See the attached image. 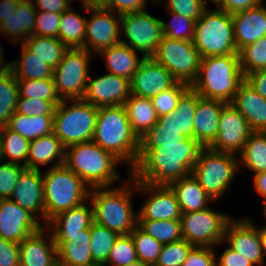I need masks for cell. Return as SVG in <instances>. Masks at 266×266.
<instances>
[{"mask_svg": "<svg viewBox=\"0 0 266 266\" xmlns=\"http://www.w3.org/2000/svg\"><path fill=\"white\" fill-rule=\"evenodd\" d=\"M202 148L193 138H186L183 145L140 147L130 176L138 182L169 186L191 173Z\"/></svg>", "mask_w": 266, "mask_h": 266, "instance_id": "1", "label": "cell"}, {"mask_svg": "<svg viewBox=\"0 0 266 266\" xmlns=\"http://www.w3.org/2000/svg\"><path fill=\"white\" fill-rule=\"evenodd\" d=\"M92 141L126 162L130 174L138 161L140 140L130 127L124 105L98 107Z\"/></svg>", "mask_w": 266, "mask_h": 266, "instance_id": "2", "label": "cell"}, {"mask_svg": "<svg viewBox=\"0 0 266 266\" xmlns=\"http://www.w3.org/2000/svg\"><path fill=\"white\" fill-rule=\"evenodd\" d=\"M118 188L102 187L89 190L93 208V222L106 227L119 235H129L137 226V215L132 204L136 181L130 176ZM134 187V188H133Z\"/></svg>", "mask_w": 266, "mask_h": 266, "instance_id": "3", "label": "cell"}, {"mask_svg": "<svg viewBox=\"0 0 266 266\" xmlns=\"http://www.w3.org/2000/svg\"><path fill=\"white\" fill-rule=\"evenodd\" d=\"M245 80L239 54L203 57L199 73L190 85L200 97L231 103Z\"/></svg>", "mask_w": 266, "mask_h": 266, "instance_id": "4", "label": "cell"}, {"mask_svg": "<svg viewBox=\"0 0 266 266\" xmlns=\"http://www.w3.org/2000/svg\"><path fill=\"white\" fill-rule=\"evenodd\" d=\"M119 162L118 158L93 141L66 147L64 165L90 189L112 187L120 178L116 171Z\"/></svg>", "mask_w": 266, "mask_h": 266, "instance_id": "5", "label": "cell"}, {"mask_svg": "<svg viewBox=\"0 0 266 266\" xmlns=\"http://www.w3.org/2000/svg\"><path fill=\"white\" fill-rule=\"evenodd\" d=\"M45 226L57 214L77 207L89 198L90 188L64 164L43 175Z\"/></svg>", "mask_w": 266, "mask_h": 266, "instance_id": "6", "label": "cell"}, {"mask_svg": "<svg viewBox=\"0 0 266 266\" xmlns=\"http://www.w3.org/2000/svg\"><path fill=\"white\" fill-rule=\"evenodd\" d=\"M192 43L201 58L238 54L232 14L218 8H207L195 22Z\"/></svg>", "mask_w": 266, "mask_h": 266, "instance_id": "7", "label": "cell"}, {"mask_svg": "<svg viewBox=\"0 0 266 266\" xmlns=\"http://www.w3.org/2000/svg\"><path fill=\"white\" fill-rule=\"evenodd\" d=\"M97 114L98 107L83 99L62 100L54 113L53 133L65 147L92 141Z\"/></svg>", "mask_w": 266, "mask_h": 266, "instance_id": "8", "label": "cell"}, {"mask_svg": "<svg viewBox=\"0 0 266 266\" xmlns=\"http://www.w3.org/2000/svg\"><path fill=\"white\" fill-rule=\"evenodd\" d=\"M238 155L209 148L199 151L192 175L209 197L216 201L225 195L239 170Z\"/></svg>", "mask_w": 266, "mask_h": 266, "instance_id": "9", "label": "cell"}, {"mask_svg": "<svg viewBox=\"0 0 266 266\" xmlns=\"http://www.w3.org/2000/svg\"><path fill=\"white\" fill-rule=\"evenodd\" d=\"M92 53L85 48H68L53 70V81L61 100L82 99L89 79Z\"/></svg>", "mask_w": 266, "mask_h": 266, "instance_id": "10", "label": "cell"}, {"mask_svg": "<svg viewBox=\"0 0 266 266\" xmlns=\"http://www.w3.org/2000/svg\"><path fill=\"white\" fill-rule=\"evenodd\" d=\"M153 59L163 65L177 81L191 85L198 76L201 56L192 41L163 36Z\"/></svg>", "mask_w": 266, "mask_h": 266, "instance_id": "11", "label": "cell"}, {"mask_svg": "<svg viewBox=\"0 0 266 266\" xmlns=\"http://www.w3.org/2000/svg\"><path fill=\"white\" fill-rule=\"evenodd\" d=\"M231 219L230 215L217 212L210 207L182 213V237L193 246L215 247L223 244L225 229Z\"/></svg>", "mask_w": 266, "mask_h": 266, "instance_id": "12", "label": "cell"}, {"mask_svg": "<svg viewBox=\"0 0 266 266\" xmlns=\"http://www.w3.org/2000/svg\"><path fill=\"white\" fill-rule=\"evenodd\" d=\"M125 39L120 43L128 45L142 53L144 59L153 58L158 45L163 37L162 23L160 18L149 14L146 9L134 13L121 15V33Z\"/></svg>", "mask_w": 266, "mask_h": 266, "instance_id": "13", "label": "cell"}, {"mask_svg": "<svg viewBox=\"0 0 266 266\" xmlns=\"http://www.w3.org/2000/svg\"><path fill=\"white\" fill-rule=\"evenodd\" d=\"M82 9L91 14L86 20L85 49L90 53H99L120 43L121 15L103 7H86Z\"/></svg>", "mask_w": 266, "mask_h": 266, "instance_id": "14", "label": "cell"}, {"mask_svg": "<svg viewBox=\"0 0 266 266\" xmlns=\"http://www.w3.org/2000/svg\"><path fill=\"white\" fill-rule=\"evenodd\" d=\"M252 132L247 119L231 103H226L221 109L217 136L208 148L238 155Z\"/></svg>", "mask_w": 266, "mask_h": 266, "instance_id": "15", "label": "cell"}, {"mask_svg": "<svg viewBox=\"0 0 266 266\" xmlns=\"http://www.w3.org/2000/svg\"><path fill=\"white\" fill-rule=\"evenodd\" d=\"M135 191L147 195L138 211L137 220H180L182 211L170 186L136 181Z\"/></svg>", "mask_w": 266, "mask_h": 266, "instance_id": "16", "label": "cell"}, {"mask_svg": "<svg viewBox=\"0 0 266 266\" xmlns=\"http://www.w3.org/2000/svg\"><path fill=\"white\" fill-rule=\"evenodd\" d=\"M131 95L130 80L112 73L93 78L89 76L82 98L95 107L124 105Z\"/></svg>", "mask_w": 266, "mask_h": 266, "instance_id": "17", "label": "cell"}, {"mask_svg": "<svg viewBox=\"0 0 266 266\" xmlns=\"http://www.w3.org/2000/svg\"><path fill=\"white\" fill-rule=\"evenodd\" d=\"M40 222L10 198L0 199V238L19 244L42 228Z\"/></svg>", "mask_w": 266, "mask_h": 266, "instance_id": "18", "label": "cell"}, {"mask_svg": "<svg viewBox=\"0 0 266 266\" xmlns=\"http://www.w3.org/2000/svg\"><path fill=\"white\" fill-rule=\"evenodd\" d=\"M223 242L255 266H264L265 258L259 232L251 219H231L226 226Z\"/></svg>", "mask_w": 266, "mask_h": 266, "instance_id": "19", "label": "cell"}, {"mask_svg": "<svg viewBox=\"0 0 266 266\" xmlns=\"http://www.w3.org/2000/svg\"><path fill=\"white\" fill-rule=\"evenodd\" d=\"M176 82L163 65L153 58L144 59L130 81L131 94L152 99Z\"/></svg>", "mask_w": 266, "mask_h": 266, "instance_id": "20", "label": "cell"}, {"mask_svg": "<svg viewBox=\"0 0 266 266\" xmlns=\"http://www.w3.org/2000/svg\"><path fill=\"white\" fill-rule=\"evenodd\" d=\"M10 199L28 210L38 220L42 218L45 222L44 183L40 170L25 168L18 178Z\"/></svg>", "mask_w": 266, "mask_h": 266, "instance_id": "21", "label": "cell"}, {"mask_svg": "<svg viewBox=\"0 0 266 266\" xmlns=\"http://www.w3.org/2000/svg\"><path fill=\"white\" fill-rule=\"evenodd\" d=\"M57 248L58 266H97L91 254L90 228L76 235H52Z\"/></svg>", "mask_w": 266, "mask_h": 266, "instance_id": "22", "label": "cell"}, {"mask_svg": "<svg viewBox=\"0 0 266 266\" xmlns=\"http://www.w3.org/2000/svg\"><path fill=\"white\" fill-rule=\"evenodd\" d=\"M258 6L232 14L237 51L266 36V6Z\"/></svg>", "mask_w": 266, "mask_h": 266, "instance_id": "23", "label": "cell"}, {"mask_svg": "<svg viewBox=\"0 0 266 266\" xmlns=\"http://www.w3.org/2000/svg\"><path fill=\"white\" fill-rule=\"evenodd\" d=\"M44 230L45 226L18 244L20 266H58L55 241L52 234L46 240Z\"/></svg>", "mask_w": 266, "mask_h": 266, "instance_id": "24", "label": "cell"}, {"mask_svg": "<svg viewBox=\"0 0 266 266\" xmlns=\"http://www.w3.org/2000/svg\"><path fill=\"white\" fill-rule=\"evenodd\" d=\"M225 104L220 100L200 97L197 93L194 139L203 148H208L216 138L221 109Z\"/></svg>", "mask_w": 266, "mask_h": 266, "instance_id": "25", "label": "cell"}, {"mask_svg": "<svg viewBox=\"0 0 266 266\" xmlns=\"http://www.w3.org/2000/svg\"><path fill=\"white\" fill-rule=\"evenodd\" d=\"M231 104L247 119L253 132H266V99L245 80L239 85Z\"/></svg>", "mask_w": 266, "mask_h": 266, "instance_id": "26", "label": "cell"}, {"mask_svg": "<svg viewBox=\"0 0 266 266\" xmlns=\"http://www.w3.org/2000/svg\"><path fill=\"white\" fill-rule=\"evenodd\" d=\"M37 10L32 0H21L14 15L0 23V33L16 45L34 35Z\"/></svg>", "mask_w": 266, "mask_h": 266, "instance_id": "27", "label": "cell"}, {"mask_svg": "<svg viewBox=\"0 0 266 266\" xmlns=\"http://www.w3.org/2000/svg\"><path fill=\"white\" fill-rule=\"evenodd\" d=\"M87 202L54 216L45 226L52 235H76L90 228L93 223V208ZM48 229V230H47Z\"/></svg>", "mask_w": 266, "mask_h": 266, "instance_id": "28", "label": "cell"}, {"mask_svg": "<svg viewBox=\"0 0 266 266\" xmlns=\"http://www.w3.org/2000/svg\"><path fill=\"white\" fill-rule=\"evenodd\" d=\"M66 147L54 134H49L30 141L27 158V169L40 170L39 165L48 166L55 159L52 167L61 166L65 162Z\"/></svg>", "mask_w": 266, "mask_h": 266, "instance_id": "29", "label": "cell"}, {"mask_svg": "<svg viewBox=\"0 0 266 266\" xmlns=\"http://www.w3.org/2000/svg\"><path fill=\"white\" fill-rule=\"evenodd\" d=\"M169 186L177 197L182 213L203 210L209 207V203L214 202L192 173L174 181Z\"/></svg>", "mask_w": 266, "mask_h": 266, "instance_id": "30", "label": "cell"}, {"mask_svg": "<svg viewBox=\"0 0 266 266\" xmlns=\"http://www.w3.org/2000/svg\"><path fill=\"white\" fill-rule=\"evenodd\" d=\"M98 54L103 56L109 73L126 78L130 81L133 74L144 60L143 57L139 58L134 49L123 43L103 49Z\"/></svg>", "mask_w": 266, "mask_h": 266, "instance_id": "31", "label": "cell"}, {"mask_svg": "<svg viewBox=\"0 0 266 266\" xmlns=\"http://www.w3.org/2000/svg\"><path fill=\"white\" fill-rule=\"evenodd\" d=\"M124 107L133 133L140 140L156 123L158 116L151 99L130 95Z\"/></svg>", "mask_w": 266, "mask_h": 266, "instance_id": "32", "label": "cell"}, {"mask_svg": "<svg viewBox=\"0 0 266 266\" xmlns=\"http://www.w3.org/2000/svg\"><path fill=\"white\" fill-rule=\"evenodd\" d=\"M187 137L180 133L171 113L158 117L157 123L140 139V147L183 145Z\"/></svg>", "mask_w": 266, "mask_h": 266, "instance_id": "33", "label": "cell"}, {"mask_svg": "<svg viewBox=\"0 0 266 266\" xmlns=\"http://www.w3.org/2000/svg\"><path fill=\"white\" fill-rule=\"evenodd\" d=\"M21 47L22 54L19 56L21 59L11 62L8 67L17 80L52 78L54 69L33 54L24 44H21Z\"/></svg>", "mask_w": 266, "mask_h": 266, "instance_id": "34", "label": "cell"}, {"mask_svg": "<svg viewBox=\"0 0 266 266\" xmlns=\"http://www.w3.org/2000/svg\"><path fill=\"white\" fill-rule=\"evenodd\" d=\"M9 129L19 133L29 141L53 133L54 116H27L14 113L7 125Z\"/></svg>", "mask_w": 266, "mask_h": 266, "instance_id": "35", "label": "cell"}, {"mask_svg": "<svg viewBox=\"0 0 266 266\" xmlns=\"http://www.w3.org/2000/svg\"><path fill=\"white\" fill-rule=\"evenodd\" d=\"M86 18L72 7L62 12L58 39L68 48H85Z\"/></svg>", "mask_w": 266, "mask_h": 266, "instance_id": "36", "label": "cell"}, {"mask_svg": "<svg viewBox=\"0 0 266 266\" xmlns=\"http://www.w3.org/2000/svg\"><path fill=\"white\" fill-rule=\"evenodd\" d=\"M238 159L239 165H244L254 175L266 171V132H252Z\"/></svg>", "mask_w": 266, "mask_h": 266, "instance_id": "37", "label": "cell"}, {"mask_svg": "<svg viewBox=\"0 0 266 266\" xmlns=\"http://www.w3.org/2000/svg\"><path fill=\"white\" fill-rule=\"evenodd\" d=\"M23 44L53 69L59 65L68 49L58 38L39 35H30Z\"/></svg>", "mask_w": 266, "mask_h": 266, "instance_id": "38", "label": "cell"}, {"mask_svg": "<svg viewBox=\"0 0 266 266\" xmlns=\"http://www.w3.org/2000/svg\"><path fill=\"white\" fill-rule=\"evenodd\" d=\"M18 96L17 78L8 68L0 71V128L7 126L15 113Z\"/></svg>", "mask_w": 266, "mask_h": 266, "instance_id": "39", "label": "cell"}, {"mask_svg": "<svg viewBox=\"0 0 266 266\" xmlns=\"http://www.w3.org/2000/svg\"><path fill=\"white\" fill-rule=\"evenodd\" d=\"M197 106V92L190 86L179 98L176 109L171 113L180 133L194 139V117Z\"/></svg>", "mask_w": 266, "mask_h": 266, "instance_id": "40", "label": "cell"}, {"mask_svg": "<svg viewBox=\"0 0 266 266\" xmlns=\"http://www.w3.org/2000/svg\"><path fill=\"white\" fill-rule=\"evenodd\" d=\"M120 235L93 222L90 226V248L92 259L97 266H104L111 249Z\"/></svg>", "mask_w": 266, "mask_h": 266, "instance_id": "41", "label": "cell"}, {"mask_svg": "<svg viewBox=\"0 0 266 266\" xmlns=\"http://www.w3.org/2000/svg\"><path fill=\"white\" fill-rule=\"evenodd\" d=\"M0 140L3 158L8 157V162L22 164L27 168L30 141L7 126L0 128Z\"/></svg>", "mask_w": 266, "mask_h": 266, "instance_id": "42", "label": "cell"}, {"mask_svg": "<svg viewBox=\"0 0 266 266\" xmlns=\"http://www.w3.org/2000/svg\"><path fill=\"white\" fill-rule=\"evenodd\" d=\"M137 226L162 244L183 239L180 220H137Z\"/></svg>", "mask_w": 266, "mask_h": 266, "instance_id": "43", "label": "cell"}, {"mask_svg": "<svg viewBox=\"0 0 266 266\" xmlns=\"http://www.w3.org/2000/svg\"><path fill=\"white\" fill-rule=\"evenodd\" d=\"M19 95L30 99H42L50 102H61L53 78L39 80H18Z\"/></svg>", "mask_w": 266, "mask_h": 266, "instance_id": "44", "label": "cell"}, {"mask_svg": "<svg viewBox=\"0 0 266 266\" xmlns=\"http://www.w3.org/2000/svg\"><path fill=\"white\" fill-rule=\"evenodd\" d=\"M130 235L135 244L138 260L149 266H154L161 253L163 244L146 234L138 226L135 227Z\"/></svg>", "mask_w": 266, "mask_h": 266, "instance_id": "45", "label": "cell"}, {"mask_svg": "<svg viewBox=\"0 0 266 266\" xmlns=\"http://www.w3.org/2000/svg\"><path fill=\"white\" fill-rule=\"evenodd\" d=\"M238 54L244 76L256 70L266 69V36L243 47Z\"/></svg>", "mask_w": 266, "mask_h": 266, "instance_id": "46", "label": "cell"}, {"mask_svg": "<svg viewBox=\"0 0 266 266\" xmlns=\"http://www.w3.org/2000/svg\"><path fill=\"white\" fill-rule=\"evenodd\" d=\"M172 20L166 23L161 20L163 36L171 39L193 41L195 21L175 12H169Z\"/></svg>", "mask_w": 266, "mask_h": 266, "instance_id": "47", "label": "cell"}, {"mask_svg": "<svg viewBox=\"0 0 266 266\" xmlns=\"http://www.w3.org/2000/svg\"><path fill=\"white\" fill-rule=\"evenodd\" d=\"M138 261L135 244L131 235H120L111 249L104 266H127Z\"/></svg>", "mask_w": 266, "mask_h": 266, "instance_id": "48", "label": "cell"}, {"mask_svg": "<svg viewBox=\"0 0 266 266\" xmlns=\"http://www.w3.org/2000/svg\"><path fill=\"white\" fill-rule=\"evenodd\" d=\"M189 87V84L177 81L172 87L152 98L151 101L157 116L172 113L177 107L179 98Z\"/></svg>", "mask_w": 266, "mask_h": 266, "instance_id": "49", "label": "cell"}, {"mask_svg": "<svg viewBox=\"0 0 266 266\" xmlns=\"http://www.w3.org/2000/svg\"><path fill=\"white\" fill-rule=\"evenodd\" d=\"M192 247L193 245L184 239L163 244L154 266H182Z\"/></svg>", "mask_w": 266, "mask_h": 266, "instance_id": "50", "label": "cell"}, {"mask_svg": "<svg viewBox=\"0 0 266 266\" xmlns=\"http://www.w3.org/2000/svg\"><path fill=\"white\" fill-rule=\"evenodd\" d=\"M60 102H50L42 99H30L18 96L16 113L27 116H54L56 106Z\"/></svg>", "mask_w": 266, "mask_h": 266, "instance_id": "51", "label": "cell"}, {"mask_svg": "<svg viewBox=\"0 0 266 266\" xmlns=\"http://www.w3.org/2000/svg\"><path fill=\"white\" fill-rule=\"evenodd\" d=\"M26 167L22 164L0 163V199L10 198L18 178Z\"/></svg>", "mask_w": 266, "mask_h": 266, "instance_id": "52", "label": "cell"}, {"mask_svg": "<svg viewBox=\"0 0 266 266\" xmlns=\"http://www.w3.org/2000/svg\"><path fill=\"white\" fill-rule=\"evenodd\" d=\"M61 13L37 11L34 35L58 38Z\"/></svg>", "mask_w": 266, "mask_h": 266, "instance_id": "53", "label": "cell"}, {"mask_svg": "<svg viewBox=\"0 0 266 266\" xmlns=\"http://www.w3.org/2000/svg\"><path fill=\"white\" fill-rule=\"evenodd\" d=\"M163 1V0H162ZM208 8L202 0H167V11L190 17L195 22Z\"/></svg>", "mask_w": 266, "mask_h": 266, "instance_id": "54", "label": "cell"}, {"mask_svg": "<svg viewBox=\"0 0 266 266\" xmlns=\"http://www.w3.org/2000/svg\"><path fill=\"white\" fill-rule=\"evenodd\" d=\"M214 247L193 246L182 266H216Z\"/></svg>", "mask_w": 266, "mask_h": 266, "instance_id": "55", "label": "cell"}, {"mask_svg": "<svg viewBox=\"0 0 266 266\" xmlns=\"http://www.w3.org/2000/svg\"><path fill=\"white\" fill-rule=\"evenodd\" d=\"M147 3L148 0H107L102 7L122 15L143 11L146 9Z\"/></svg>", "mask_w": 266, "mask_h": 266, "instance_id": "56", "label": "cell"}, {"mask_svg": "<svg viewBox=\"0 0 266 266\" xmlns=\"http://www.w3.org/2000/svg\"><path fill=\"white\" fill-rule=\"evenodd\" d=\"M18 243L0 238V266H20Z\"/></svg>", "mask_w": 266, "mask_h": 266, "instance_id": "57", "label": "cell"}, {"mask_svg": "<svg viewBox=\"0 0 266 266\" xmlns=\"http://www.w3.org/2000/svg\"><path fill=\"white\" fill-rule=\"evenodd\" d=\"M219 254V259L216 258V266H255L251 261L229 246Z\"/></svg>", "mask_w": 266, "mask_h": 266, "instance_id": "58", "label": "cell"}, {"mask_svg": "<svg viewBox=\"0 0 266 266\" xmlns=\"http://www.w3.org/2000/svg\"><path fill=\"white\" fill-rule=\"evenodd\" d=\"M263 0H220L216 8L226 11L229 14L245 11L258 6Z\"/></svg>", "mask_w": 266, "mask_h": 266, "instance_id": "59", "label": "cell"}, {"mask_svg": "<svg viewBox=\"0 0 266 266\" xmlns=\"http://www.w3.org/2000/svg\"><path fill=\"white\" fill-rule=\"evenodd\" d=\"M32 2L37 11L62 13L71 8L70 2L73 0H32Z\"/></svg>", "mask_w": 266, "mask_h": 266, "instance_id": "60", "label": "cell"}, {"mask_svg": "<svg viewBox=\"0 0 266 266\" xmlns=\"http://www.w3.org/2000/svg\"><path fill=\"white\" fill-rule=\"evenodd\" d=\"M245 81L266 99V69L256 70L245 75Z\"/></svg>", "mask_w": 266, "mask_h": 266, "instance_id": "61", "label": "cell"}, {"mask_svg": "<svg viewBox=\"0 0 266 266\" xmlns=\"http://www.w3.org/2000/svg\"><path fill=\"white\" fill-rule=\"evenodd\" d=\"M21 0H0V23L15 14Z\"/></svg>", "mask_w": 266, "mask_h": 266, "instance_id": "62", "label": "cell"}, {"mask_svg": "<svg viewBox=\"0 0 266 266\" xmlns=\"http://www.w3.org/2000/svg\"><path fill=\"white\" fill-rule=\"evenodd\" d=\"M253 187L257 193L266 199V171L258 173L253 176Z\"/></svg>", "mask_w": 266, "mask_h": 266, "instance_id": "63", "label": "cell"}, {"mask_svg": "<svg viewBox=\"0 0 266 266\" xmlns=\"http://www.w3.org/2000/svg\"><path fill=\"white\" fill-rule=\"evenodd\" d=\"M259 237L262 246V252L265 258L266 255V226L258 227Z\"/></svg>", "mask_w": 266, "mask_h": 266, "instance_id": "64", "label": "cell"}, {"mask_svg": "<svg viewBox=\"0 0 266 266\" xmlns=\"http://www.w3.org/2000/svg\"><path fill=\"white\" fill-rule=\"evenodd\" d=\"M81 2L86 7H102L107 0H81Z\"/></svg>", "mask_w": 266, "mask_h": 266, "instance_id": "65", "label": "cell"}, {"mask_svg": "<svg viewBox=\"0 0 266 266\" xmlns=\"http://www.w3.org/2000/svg\"><path fill=\"white\" fill-rule=\"evenodd\" d=\"M4 55H3V49H2V46L0 44V71H3L5 69H7L10 65V62L9 63H4ZM4 64V65H3Z\"/></svg>", "mask_w": 266, "mask_h": 266, "instance_id": "66", "label": "cell"}, {"mask_svg": "<svg viewBox=\"0 0 266 266\" xmlns=\"http://www.w3.org/2000/svg\"><path fill=\"white\" fill-rule=\"evenodd\" d=\"M127 266H149V265L144 264V263H142L141 261L138 260V261H136V262H134L132 264H129Z\"/></svg>", "mask_w": 266, "mask_h": 266, "instance_id": "67", "label": "cell"}, {"mask_svg": "<svg viewBox=\"0 0 266 266\" xmlns=\"http://www.w3.org/2000/svg\"><path fill=\"white\" fill-rule=\"evenodd\" d=\"M206 5L208 4L207 3V0H202ZM208 1H211L212 3L216 4V6L220 3V0H208Z\"/></svg>", "mask_w": 266, "mask_h": 266, "instance_id": "68", "label": "cell"}, {"mask_svg": "<svg viewBox=\"0 0 266 266\" xmlns=\"http://www.w3.org/2000/svg\"><path fill=\"white\" fill-rule=\"evenodd\" d=\"M3 160H4V158H3L2 145H1V140H0V163H2Z\"/></svg>", "mask_w": 266, "mask_h": 266, "instance_id": "69", "label": "cell"}, {"mask_svg": "<svg viewBox=\"0 0 266 266\" xmlns=\"http://www.w3.org/2000/svg\"><path fill=\"white\" fill-rule=\"evenodd\" d=\"M263 204H264V205H263V206H264V207H263V209H264V210H263V213H264V218H265V220H266V199L263 201ZM264 226H266V224H265Z\"/></svg>", "mask_w": 266, "mask_h": 266, "instance_id": "70", "label": "cell"}, {"mask_svg": "<svg viewBox=\"0 0 266 266\" xmlns=\"http://www.w3.org/2000/svg\"><path fill=\"white\" fill-rule=\"evenodd\" d=\"M153 1V3H161L162 1L161 0H152Z\"/></svg>", "mask_w": 266, "mask_h": 266, "instance_id": "71", "label": "cell"}]
</instances>
